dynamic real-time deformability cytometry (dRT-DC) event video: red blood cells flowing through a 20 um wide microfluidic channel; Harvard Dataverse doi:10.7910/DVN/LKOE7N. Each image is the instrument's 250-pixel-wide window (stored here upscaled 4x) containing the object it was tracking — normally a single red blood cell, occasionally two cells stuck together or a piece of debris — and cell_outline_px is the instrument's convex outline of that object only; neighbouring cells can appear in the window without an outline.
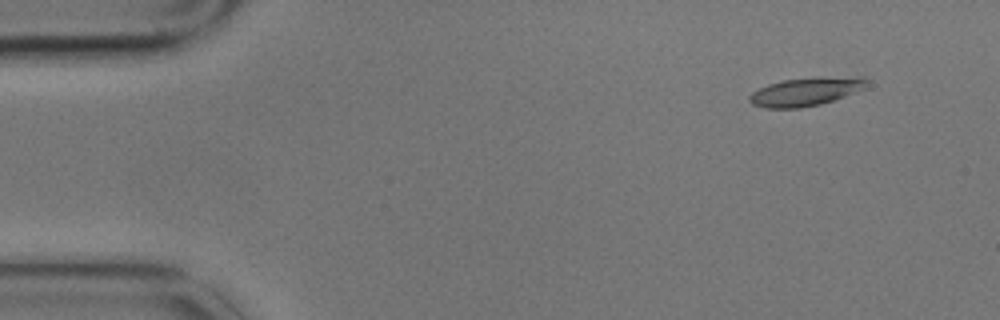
{"species": "common noctule bat (a hibernating species)", "species_latin": "Nyctalus noctula", "temperature_condition": "cold", "stored_images_in_passage": 8, "camera_frame_rate_fps": 3000, "um_per_image_px": 0.085, "animal": {"sex": "male", "body_mass_g": 17.9}, "frame": {"image": 1, "passage_image": 1, "time_ms": 0.0, "image_size_px": [1000, 320], "cell_outline_px": [[868, 80], [864, 88], [844, 96], [820, 104], [800, 108], [764, 108], [752, 104], [748, 100], [748, 96], [752, 92], [768, 84], [784, 80], [856, 76], [864, 76]], "centroid_in_image_um": [68.46, 7.8], "position_along_channel_um": 16.5, "area_um2": 19.02}}
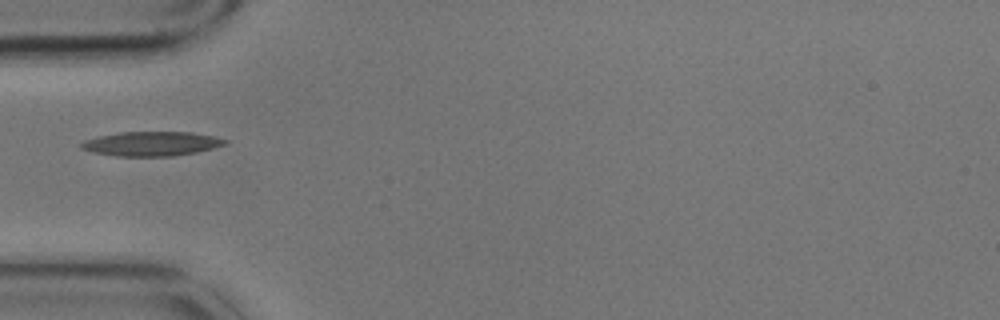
{"frame": {"image": 2, "passage_image": 4, "time_ms": 1.0, "image_size_px": [1000, 320], "cell_outline_px": [[228, 140], [224, 144], [212, 148], [196, 152], [172, 156], [116, 156], [92, 152], [80, 148], [80, 144], [84, 140], [100, 136], [120, 132], [192, 132], [212, 136]], "centroid_in_image_um": [12.83, 12.22], "position_along_channel_um": 72.2, "area_um2": 20.23}}
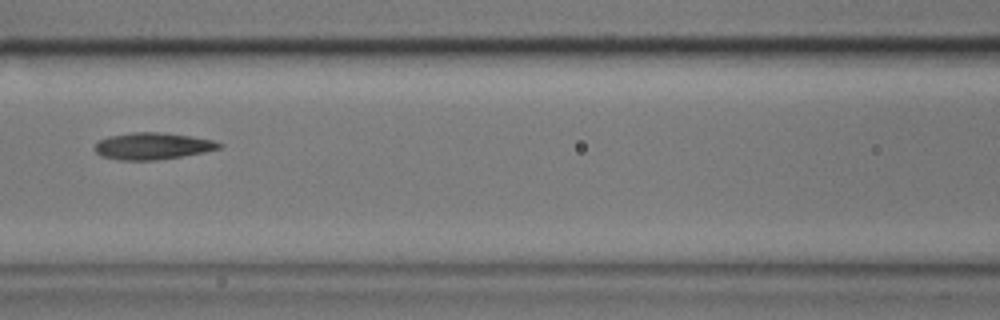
{"frame": {"image": 3, "passage_image": 6, "time_ms": 1.667, "image_size_px": [1000, 320], "cell_outline_px": [[224, 144], [220, 148], [204, 152], [156, 160], [116, 160], [100, 156], [96, 152], [96, 144], [100, 140], [108, 136], [132, 132], [156, 132], [192, 136], [212, 140]], "centroid_in_image_um": [12.95, 12.41], "position_along_channel_um": 153.6, "area_um2": 19.31}}